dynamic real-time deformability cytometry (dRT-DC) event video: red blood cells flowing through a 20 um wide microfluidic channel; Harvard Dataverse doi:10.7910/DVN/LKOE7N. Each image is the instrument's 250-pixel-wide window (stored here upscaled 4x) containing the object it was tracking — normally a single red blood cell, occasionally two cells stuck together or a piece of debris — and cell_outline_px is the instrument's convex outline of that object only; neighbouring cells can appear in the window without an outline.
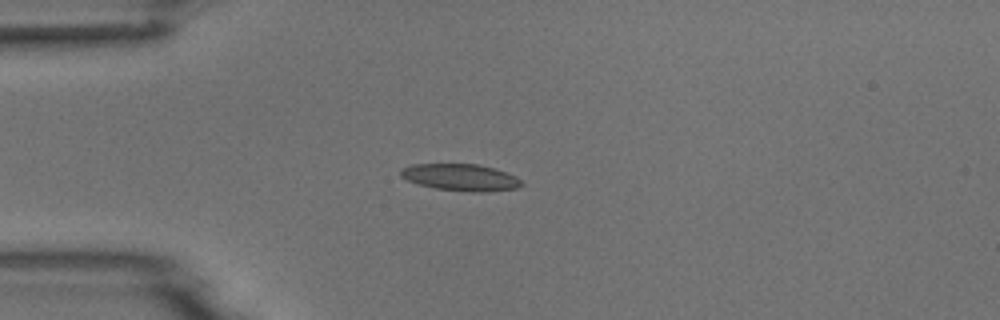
{"species": "common noctule bat (a hibernating species)", "species_latin": "Nyctalus noctula", "temperature_condition": "room temperature", "stored_images_in_passage": 6, "camera_frame_rate_fps": 3000, "um_per_image_px": 0.085, "animal": {"sex": "male", "body_mass_g": 18.8}, "frame": {"image": 1, "passage_image": 4, "time_ms": 3.333, "image_size_px": [1000, 320], "cell_outline_px": [[524, 184], [516, 188], [484, 192], [472, 192], [436, 188], [420, 184], [408, 180], [400, 176], [400, 172], [404, 168], [412, 164], [476, 164], [496, 168], [516, 176]], "centroid_in_image_um": [39.19, 15.07], "position_along_channel_um": 45.8, "area_um2": 18.73}}
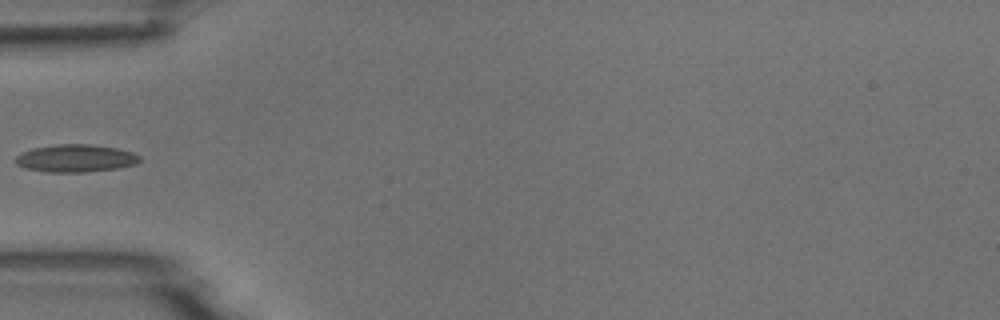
{"frame": {"image": 2, "passage_image": 5, "time_ms": 4.667, "image_size_px": [1000, 320], "cell_outline_px": [[140, 160], [136, 164], [116, 168], [84, 172], [48, 172], [24, 168], [16, 164], [16, 156], [20, 152], [32, 148], [60, 144], [92, 144], [116, 148], [132, 152], [140, 156]], "centroid_in_image_um": [6.4, 13.45], "position_along_channel_um": 78.6, "area_um2": 19.94}}